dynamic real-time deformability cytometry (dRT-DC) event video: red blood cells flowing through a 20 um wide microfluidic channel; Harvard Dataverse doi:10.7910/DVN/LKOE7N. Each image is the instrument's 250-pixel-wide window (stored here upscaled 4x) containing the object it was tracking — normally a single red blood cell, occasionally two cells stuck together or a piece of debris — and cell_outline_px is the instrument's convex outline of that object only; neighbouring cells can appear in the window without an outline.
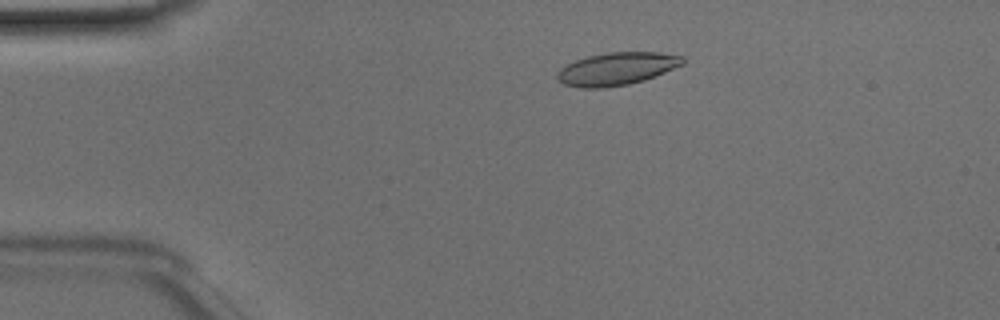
{"species": "Egyptian fruit bat (a non-hibernating species)", "species_latin": "Rousettus aegyptiacus", "temperature_condition": "room temperature", "stored_images_in_passage": 42, "camera_frame_rate_fps": 3000, "um_per_image_px": 0.085, "animal": {"sex": "male"}, "frame": {"image": 1, "passage_image": 3, "time_ms": 0.667, "image_size_px": [1000, 320], "cell_outline_px": [[684, 64], [644, 80], [628, 84], [604, 88], [580, 88], [564, 84], [556, 76], [560, 68], [576, 60], [588, 56], [608, 52], [660, 52], [684, 56]], "centroid_in_image_um": [52.44, 5.84], "position_along_channel_um": 32.6, "area_um2": 23.81}}
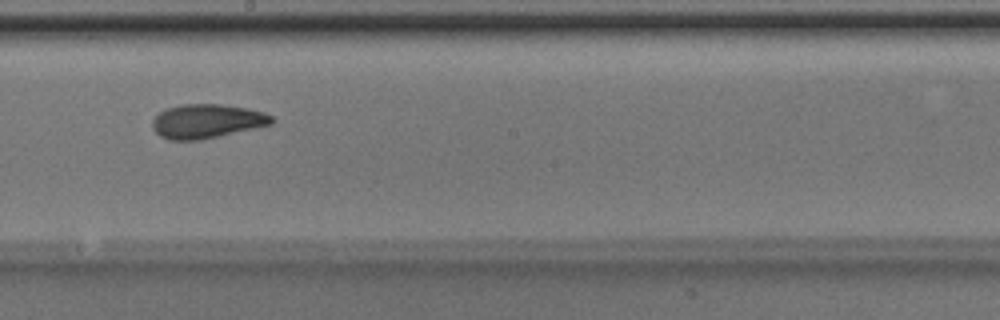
{"frame": {"image": 2, "passage_image": 21, "time_ms": 6.667, "image_size_px": [1000, 320], "cell_outline_px": [[276, 120], [272, 124], [200, 140], [168, 140], [160, 136], [152, 128], [152, 120], [160, 112], [168, 108], [180, 104], [220, 104], [244, 108], [264, 112], [272, 116]], "centroid_in_image_um": [17.57, 10.3], "position_along_channel_um": 230.6, "area_um2": 23.58}}
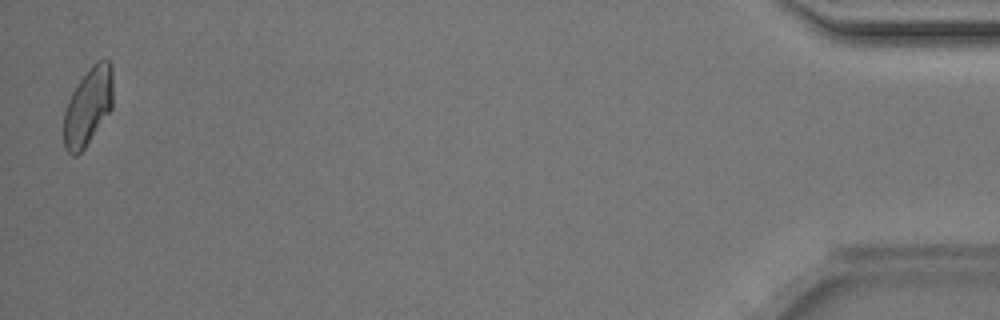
{"frame": {"image": 3, "passage_image": 42, "time_ms": 13.667, "image_size_px": [1000, 320], "cell_outline_px": [[112, 108], [84, 148], [76, 156], [72, 156], [64, 148], [64, 112], [68, 100], [72, 92], [80, 80], [92, 64], [96, 60], [108, 60], [112, 64]], "centroid_in_image_um": [7.48, 9.04], "position_along_channel_um": 427.7, "area_um2": 22.14}, "authors_computed_cell_mechanics": {"area_um2": 23.0333, "velocity_mm_per_s": 4.1062, "shape_relaxation_time_tau1_ms": 3.3123, "shape_relaxation_time_tau2_ms": 1.7271, "deformation_change_tau1": 0.1314, "deformation_change_tau2": 0.063}}